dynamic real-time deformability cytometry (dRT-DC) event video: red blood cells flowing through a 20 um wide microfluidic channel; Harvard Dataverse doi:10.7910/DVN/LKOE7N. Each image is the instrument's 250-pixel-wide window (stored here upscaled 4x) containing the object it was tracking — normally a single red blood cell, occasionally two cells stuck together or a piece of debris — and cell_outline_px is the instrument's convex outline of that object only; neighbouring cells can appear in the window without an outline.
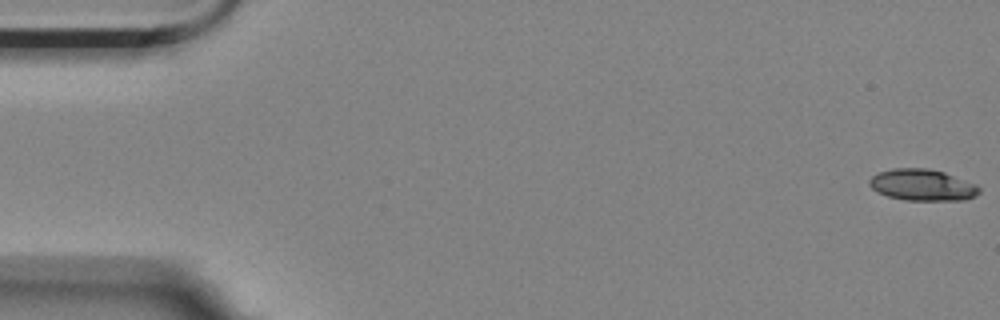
{"species": "Egyptian fruit bat (a non-hibernating species)", "species_latin": "Rousettus aegyptiacus", "temperature_condition": "room temperature", "stored_images_in_passage": 28, "camera_frame_rate_fps": 3000, "um_per_image_px": 0.085, "animal": {"sex": "female"}, "frame": {"image": 1, "passage_image": 1, "time_ms": 0.0, "image_size_px": [1000, 320], "cell_outline_px": [[980, 192], [976, 196], [964, 200], [904, 200], [888, 196], [876, 192], [868, 184], [868, 180], [876, 172], [892, 168], [928, 168], [944, 172], [976, 184], [980, 188]], "centroid_in_image_um": [78.37, 15.72], "position_along_channel_um": 6.6, "area_um2": 20.35}}
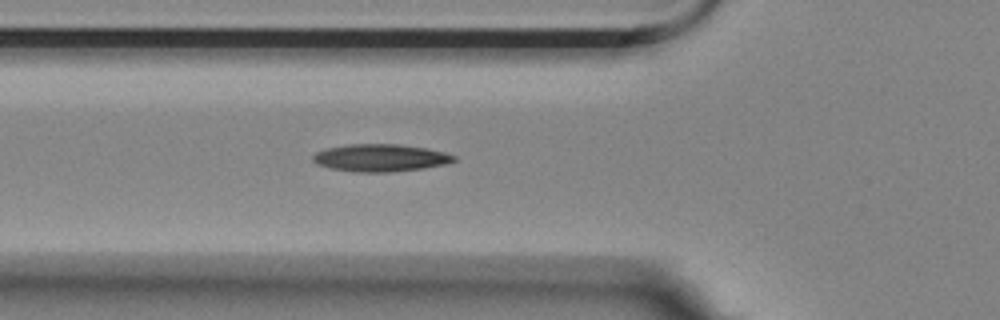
{"frame": {"image": 2, "passage_image": 20, "time_ms": 6.333, "image_size_px": [1000, 320], "cell_outline_px": [[456, 160], [448, 164], [424, 168], [392, 172], [356, 172], [332, 168], [316, 164], [312, 160], [312, 156], [316, 152], [324, 148], [348, 144], [400, 144], [428, 148], [444, 152], [456, 156]], "centroid_in_image_um": [32.35, 13.41], "position_along_channel_um": 93.5, "area_um2": 22.77}}
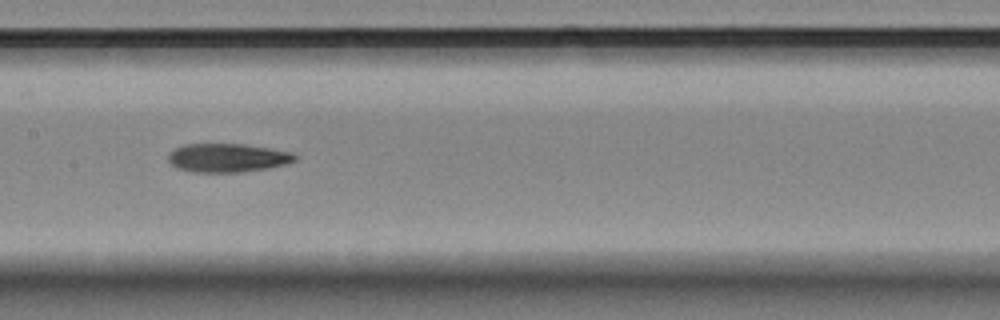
{"frame": {"image": 3, "passage_image": 28, "time_ms": 9.0, "image_size_px": [1000, 320], "cell_outline_px": [[296, 160], [288, 164], [268, 168], [240, 172], [192, 172], [176, 168], [168, 160], [168, 152], [184, 144], [244, 144], [292, 152], [296, 156]], "centroid_in_image_um": [19.33, 13.42], "position_along_channel_um": 188.1, "area_um2": 21.21}}